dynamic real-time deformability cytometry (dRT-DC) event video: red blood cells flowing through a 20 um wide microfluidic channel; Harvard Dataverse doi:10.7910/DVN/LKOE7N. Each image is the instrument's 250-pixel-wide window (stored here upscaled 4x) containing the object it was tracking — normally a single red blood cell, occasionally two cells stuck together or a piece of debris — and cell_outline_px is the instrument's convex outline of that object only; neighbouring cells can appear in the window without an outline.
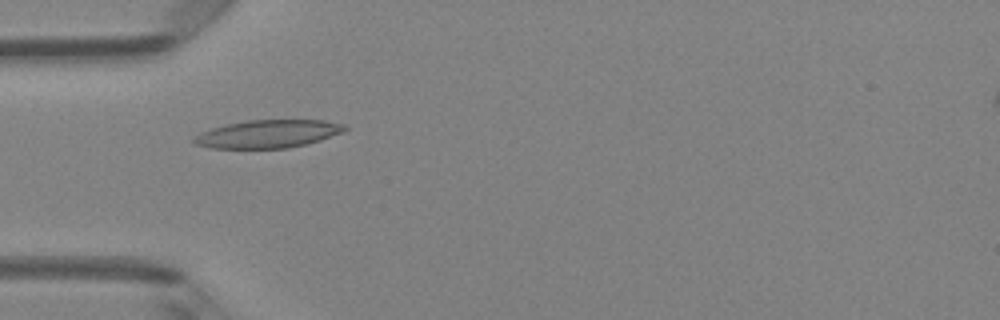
{"species": "Egyptian fruit bat (a non-hibernating species)", "species_latin": "Rousettus aegyptiacus", "temperature_condition": "room temperature", "stored_images_in_passage": 7, "camera_frame_rate_fps": 3000, "um_per_image_px": 0.085, "animal": {"sex": "female"}, "frame": {"image": 1, "passage_image": 4, "time_ms": 1.0, "image_size_px": [1000, 320], "cell_outline_px": [[348, 128], [344, 132], [320, 140], [288, 148], [212, 148], [192, 144], [192, 136], [200, 132], [212, 128], [228, 124], [248, 120], [324, 120], [344, 124]], "centroid_in_image_um": [22.75, 11.38], "position_along_channel_um": 62.3, "area_um2": 24.62}}
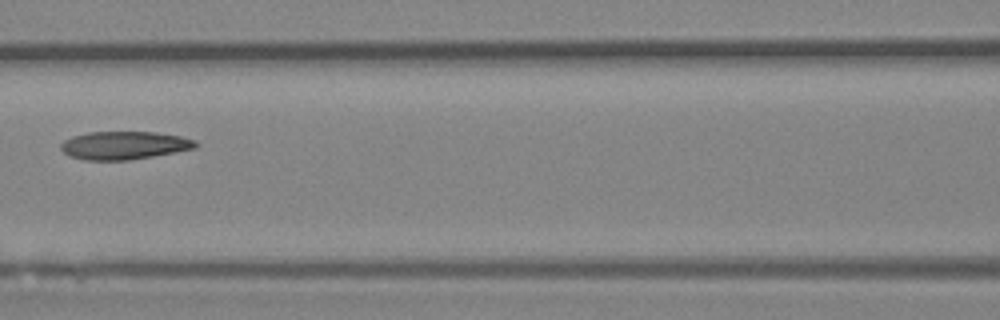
{"frame": {"image": 2, "passage_image": 6, "time_ms": 1.667, "image_size_px": [1000, 320], "cell_outline_px": [[200, 144], [196, 148], [152, 156], [128, 160], [84, 160], [72, 156], [64, 152], [60, 148], [60, 144], [64, 140], [72, 136], [88, 132], [156, 132], [180, 136], [196, 140]], "centroid_in_image_um": [10.57, 12.35], "position_along_channel_um": 156.0, "area_um2": 22.02}}
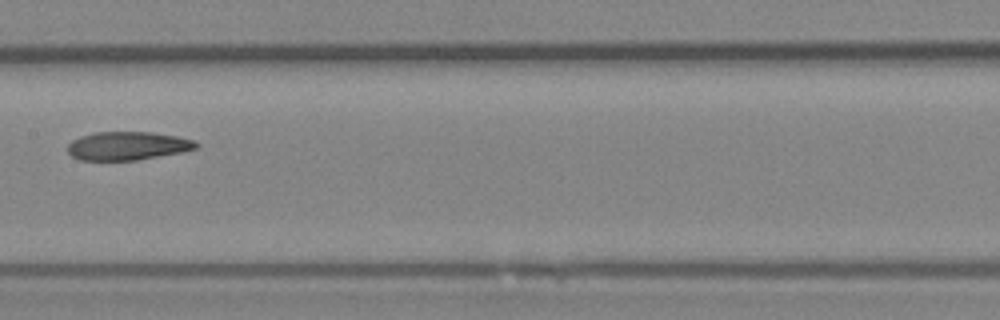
{"frame": {"image": 3, "passage_image": 7, "time_ms": 2.0, "image_size_px": [1000, 320], "cell_outline_px": [[200, 144], [196, 148], [180, 152], [136, 160], [80, 160], [72, 156], [68, 152], [68, 144], [72, 140], [80, 136], [96, 132], [152, 132], [176, 136], [192, 140]], "centroid_in_image_um": [10.81, 12.39], "position_along_channel_um": 196.6, "area_um2": 21.1}}